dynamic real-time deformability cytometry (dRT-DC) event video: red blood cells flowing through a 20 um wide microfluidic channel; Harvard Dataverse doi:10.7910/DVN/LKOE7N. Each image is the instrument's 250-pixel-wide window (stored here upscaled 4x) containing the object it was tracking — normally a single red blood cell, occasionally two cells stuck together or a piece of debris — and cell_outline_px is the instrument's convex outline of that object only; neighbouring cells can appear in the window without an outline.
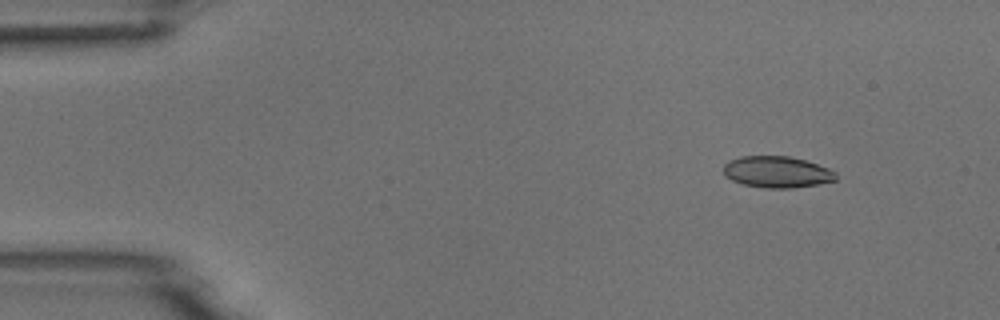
{"species": "common noctule bat (a hibernating species)", "species_latin": "Nyctalus noctula", "temperature_condition": "room temperature", "stored_images_in_passage": 5, "camera_frame_rate_fps": 3000, "um_per_image_px": 0.085, "animal": {"sex": "male", "body_mass_g": 18.8}, "frame": {"image": 1, "passage_image": 2, "time_ms": 1.0, "image_size_px": [1000, 320], "cell_outline_px": [[836, 180], [820, 184], [792, 188], [764, 188], [744, 184], [732, 180], [724, 176], [724, 164], [728, 160], [740, 156], [788, 156], [804, 160], [828, 168], [836, 172]], "centroid_in_image_um": [66.02, 14.62], "position_along_channel_um": 19.0, "area_um2": 20.63}}
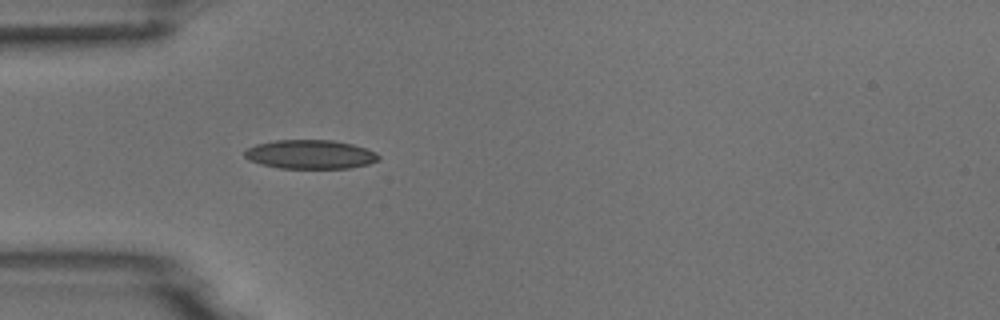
{"frame": {"image": 2, "passage_image": 5, "time_ms": 4.333, "image_size_px": [1000, 320], "cell_outline_px": [[380, 160], [368, 164], [348, 168], [280, 168], [260, 164], [248, 160], [244, 156], [244, 152], [248, 148], [256, 144], [276, 140], [332, 140], [352, 144], [376, 152], [380, 156]], "centroid_in_image_um": [26.37, 13.12], "position_along_channel_um": 58.6, "area_um2": 22.6}}